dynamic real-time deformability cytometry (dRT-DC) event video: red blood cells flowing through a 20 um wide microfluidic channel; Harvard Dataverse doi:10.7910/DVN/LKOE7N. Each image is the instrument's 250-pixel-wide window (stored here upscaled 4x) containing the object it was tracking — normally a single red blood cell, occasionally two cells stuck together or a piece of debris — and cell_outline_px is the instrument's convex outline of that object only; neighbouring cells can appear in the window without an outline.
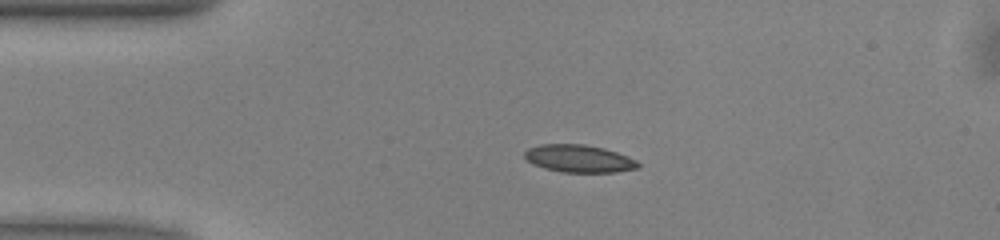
{"species": "common noctule bat (a hibernating species)", "species_latin": "Nyctalus noctula", "temperature_condition": "warm", "stored_images_in_passage": 41, "camera_frame_rate_fps": 3000, "um_per_image_px": 0.085, "animal": {"sex": "male", "body_mass_g": 13.0, "forearm_length_mm": 53.1}, "frame": {"image": 1, "passage_image": 1, "time_ms": 0.0, "image_size_px": [1000, 240], "cell_outline_px": [[640, 168], [616, 172], [560, 172], [544, 168], [532, 164], [524, 156], [524, 152], [528, 148], [540, 144], [584, 144], [604, 148], [628, 156], [636, 160], [640, 164]], "centroid_in_image_um": [49.22, 13.48], "position_along_channel_um": 35.8, "area_um2": 18.32}}
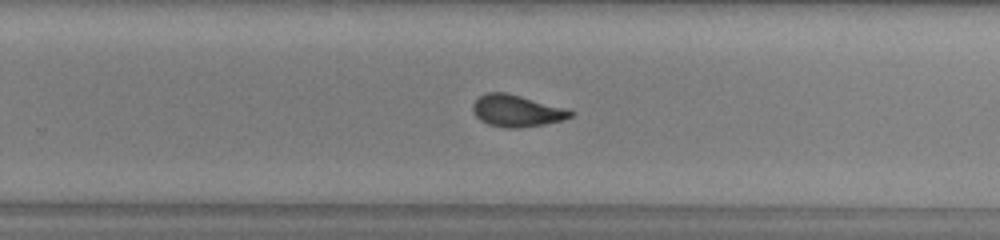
{"frame": {"image": 2, "passage_image": 22, "time_ms": 7.0, "image_size_px": [1000, 240], "cell_outline_px": [[576, 112], [572, 116], [564, 120], [544, 124], [516, 128], [504, 128], [488, 124], [480, 120], [472, 112], [472, 104], [484, 92], [504, 92], [568, 108]], "centroid_in_image_um": [43.93, 9.42], "position_along_channel_um": 285.9, "area_um2": 18.26}}
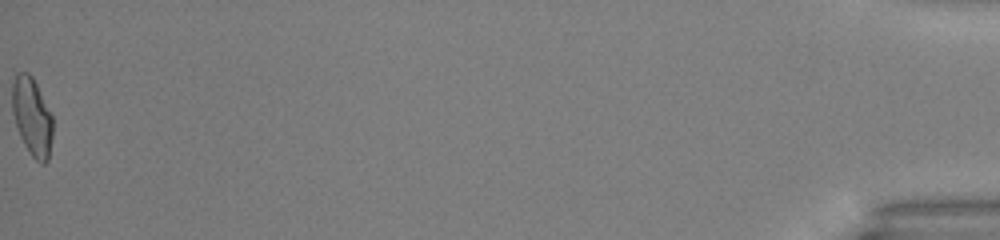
{"frame": {"image": 3, "passage_image": 41, "time_ms": 13.333, "image_size_px": [1000, 240], "cell_outline_px": [[52, 136], [48, 160], [44, 164], [40, 164], [32, 156], [24, 144], [20, 136], [12, 112], [12, 84], [16, 72], [28, 72], [32, 76], [52, 116]], "centroid_in_image_um": [2.71, 9.92], "position_along_channel_um": 432.5, "area_um2": 18.32}, "authors_computed_cell_mechanics": {"area_um2": 18.0914, "velocity_mm_per_s": 4.0557, "shape_relaxation_time_tau1_ms": 3.4982, "shape_relaxation_time_tau2_ms": 1.3926, "deformation_change_tau1": 0.1501, "deformation_change_tau2": 0.0687}}